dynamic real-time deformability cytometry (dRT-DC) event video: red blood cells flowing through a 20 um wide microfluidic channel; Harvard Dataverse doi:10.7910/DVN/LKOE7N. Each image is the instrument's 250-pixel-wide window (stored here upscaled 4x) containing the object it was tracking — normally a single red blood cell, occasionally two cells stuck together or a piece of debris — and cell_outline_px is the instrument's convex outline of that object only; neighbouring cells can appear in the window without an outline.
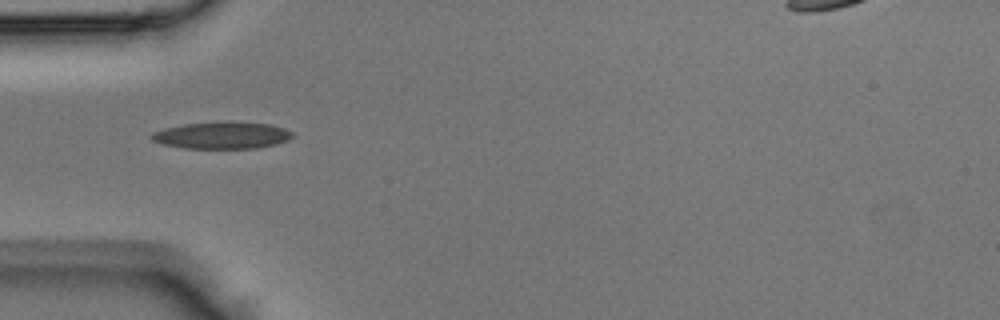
{"species": "Egyptian fruit bat (a non-hibernating species)", "species_latin": "Rousettus aegyptiacus", "temperature_condition": "room temperature", "stored_images_in_passage": 31, "segment_of_instrument_passage": [1, 2], "camera_frame_rate_fps": 3000, "um_per_image_px": 0.085, "animal": {"sex": "male"}, "frame": {"image": 1, "passage_image": 1, "time_ms": 0.0, "image_size_px": [1000, 320], "cell_outline_px": [[292, 136], [288, 140], [276, 144], [256, 148], [184, 148], [160, 144], [152, 140], [148, 136], [152, 132], [164, 128], [184, 124], [228, 120], [232, 120], [272, 124], [284, 128], [292, 132]], "centroid_in_image_um": [18.84, 11.48], "position_along_channel_um": 66.2, "area_um2": 22.6}}
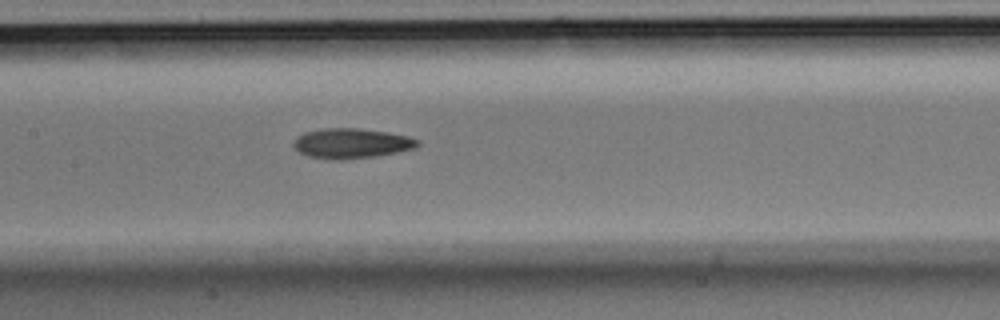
{"frame": {"image": 2, "passage_image": 8, "time_ms": 2.333, "image_size_px": [1000, 320], "cell_outline_px": [[420, 144], [416, 148], [396, 152], [372, 156], [340, 160], [332, 160], [308, 156], [300, 152], [292, 144], [292, 140], [296, 136], [304, 132], [324, 128], [356, 128], [388, 132], [408, 136], [420, 140]], "centroid_in_image_um": [29.85, 12.17], "position_along_channel_um": 177.5, "area_um2": 21.73}}
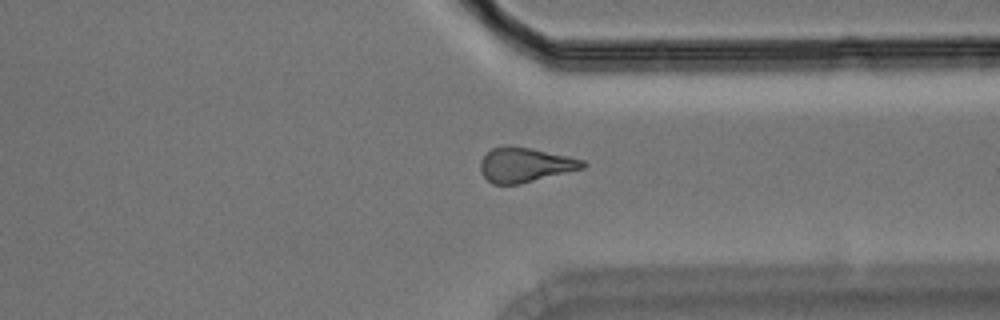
{"frame": {"image": 3, "passage_image": 20, "time_ms": 6.333, "image_size_px": [1000, 320], "cell_outline_px": [[588, 164], [584, 168], [520, 184], [492, 184], [480, 172], [480, 160], [492, 148], [504, 144], [508, 144], [532, 148], [568, 156], [584, 160]], "centroid_in_image_um": [44.62, 13.99], "position_along_channel_um": 366.8, "area_um2": 20.87}}